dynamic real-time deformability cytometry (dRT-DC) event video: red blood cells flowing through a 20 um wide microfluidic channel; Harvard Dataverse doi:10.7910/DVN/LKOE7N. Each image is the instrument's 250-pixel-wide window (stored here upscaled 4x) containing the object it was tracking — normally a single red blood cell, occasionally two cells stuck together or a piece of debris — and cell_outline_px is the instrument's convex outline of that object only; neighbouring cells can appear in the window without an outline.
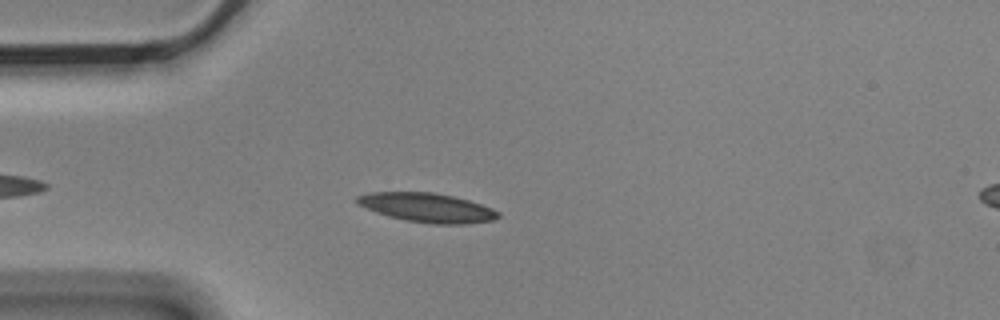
{"species": "Egyptian fruit bat (a non-hibernating species)", "species_latin": "Rousettus aegyptiacus", "temperature_condition": "cold", "stored_images_in_passage": 5, "camera_frame_rate_fps": 3000, "um_per_image_px": 0.085, "animal": {"sex": "male"}, "frame": {"image": 1, "passage_image": 5, "time_ms": 1.333, "image_size_px": [1000, 320], "cell_outline_px": [[500, 216], [492, 220], [460, 224], [432, 224], [404, 220], [388, 216], [376, 212], [356, 204], [356, 196], [368, 192], [432, 192], [452, 196], [468, 200], [492, 208], [500, 212]], "centroid_in_image_um": [36.27, 17.64], "position_along_channel_um": 48.7, "area_um2": 23.93}}